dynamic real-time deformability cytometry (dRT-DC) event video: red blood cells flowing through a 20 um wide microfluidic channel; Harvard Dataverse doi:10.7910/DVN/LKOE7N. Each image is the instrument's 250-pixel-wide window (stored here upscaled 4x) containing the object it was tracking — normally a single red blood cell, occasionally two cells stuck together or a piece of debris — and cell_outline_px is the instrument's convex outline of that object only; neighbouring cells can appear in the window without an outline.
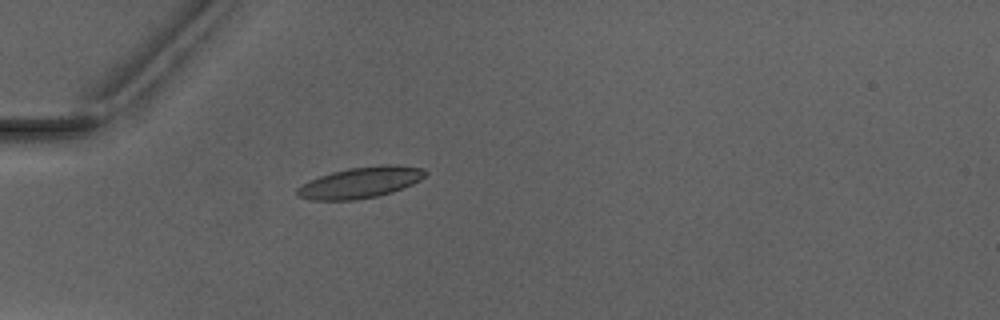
{"species": "Egyptian fruit bat (a non-hibernating species)", "species_latin": "Rousettus aegyptiacus", "temperature_condition": "warm", "stored_images_in_passage": 4, "camera_frame_rate_fps": 3000, "um_per_image_px": 0.085, "animal": {"sex": "male"}, "frame": {"image": 1, "passage_image": 4, "time_ms": 3.667, "image_size_px": [1000, 320], "cell_outline_px": [[428, 172], [420, 180], [412, 184], [392, 192], [376, 196], [356, 200], [308, 200], [300, 196], [296, 192], [296, 188], [320, 176], [332, 172], [348, 168], [384, 164], [396, 164], [424, 168]], "centroid_in_image_um": [30.68, 15.5], "position_along_channel_um": 54.3, "area_um2": 23.12}}